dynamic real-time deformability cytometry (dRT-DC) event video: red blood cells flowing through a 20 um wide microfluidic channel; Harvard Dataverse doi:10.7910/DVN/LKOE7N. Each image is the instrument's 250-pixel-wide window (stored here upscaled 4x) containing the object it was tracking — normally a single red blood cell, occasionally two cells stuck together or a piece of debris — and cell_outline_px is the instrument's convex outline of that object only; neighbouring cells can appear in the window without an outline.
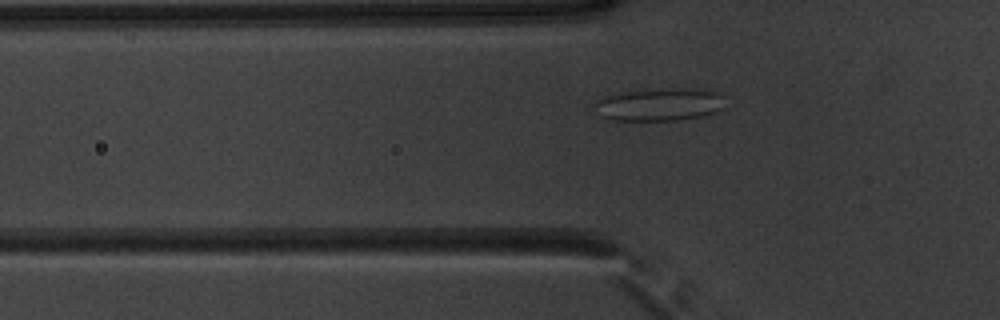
{"species": "common noctule bat (a hibernating species)", "species_latin": "Nyctalus noctula", "temperature_condition": "warm", "stored_images_in_passage": 48, "camera_frame_rate_fps": 3000, "um_per_image_px": 0.085, "animal": {"sex": "male", "body_mass_g": 20.1, "forearm_length_mm": 53.5}, "frame": {"image": 1, "passage_image": 14, "time_ms": 4.333, "image_size_px": [1000, 320], "cell_outline_px": [[724, 108], [716, 112], [704, 116], [676, 120], [608, 120], [600, 116], [592, 104], [596, 100], [604, 96], [624, 92], [672, 88], [684, 88], [720, 92]], "centroid_in_image_um": [56.02, 8.89], "position_along_channel_um": 69.8, "area_um2": 24.91}}
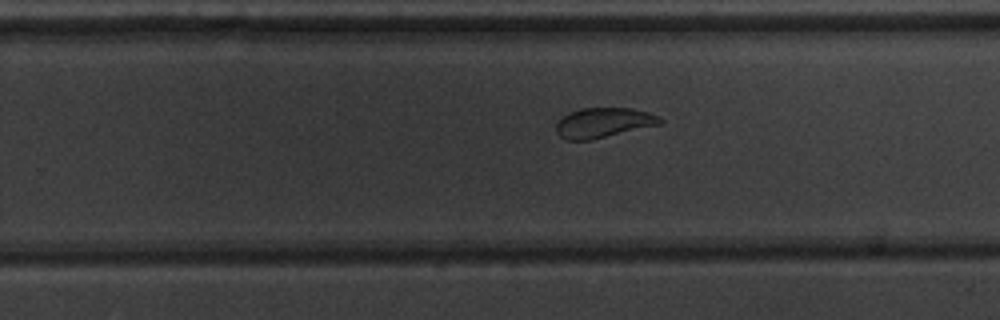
{"frame": {"image": 2, "passage_image": 30, "time_ms": 9.667, "image_size_px": [1000, 320], "cell_outline_px": [[664, 120], [660, 124], [592, 140], [568, 140], [560, 136], [556, 132], [556, 124], [568, 112], [580, 108], [632, 108], [648, 112]], "centroid_in_image_um": [51.27, 10.43], "position_along_channel_um": 278.5, "area_um2": 18.03}}
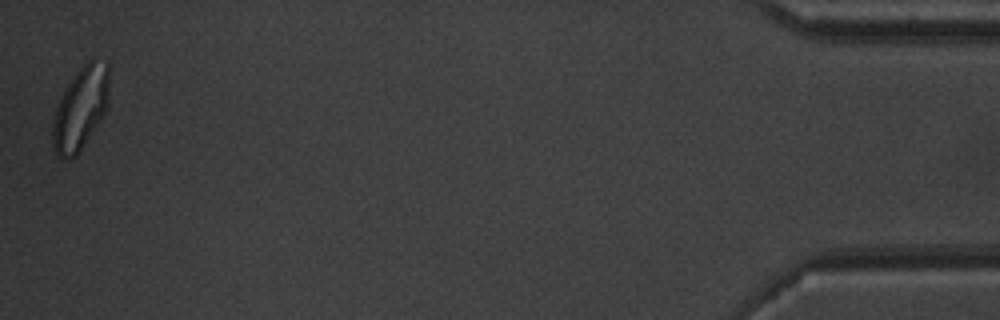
{"frame": {"image": 3, "passage_image": 48, "time_ms": 15.667, "image_size_px": [1000, 320], "cell_outline_px": [[108, 104], [100, 120], [80, 152], [76, 156], [68, 160], [60, 160], [56, 156], [52, 148], [52, 120], [60, 96], [76, 72], [92, 56], [96, 56], [108, 64]], "centroid_in_image_um": [6.82, 9.24], "position_along_channel_um": 428.4, "area_um2": 27.74}, "authors_computed_cell_mechanics": {"area_um2": 21.675, "velocity_mm_per_s": 3.9145, "shape_relaxation_time_tau1_ms": 6.4959, "shape_relaxation_time_tau2_ms": 1.0069, "deformation_change_tau1": 0.1355, "deformation_change_tau2": 0.0656}}